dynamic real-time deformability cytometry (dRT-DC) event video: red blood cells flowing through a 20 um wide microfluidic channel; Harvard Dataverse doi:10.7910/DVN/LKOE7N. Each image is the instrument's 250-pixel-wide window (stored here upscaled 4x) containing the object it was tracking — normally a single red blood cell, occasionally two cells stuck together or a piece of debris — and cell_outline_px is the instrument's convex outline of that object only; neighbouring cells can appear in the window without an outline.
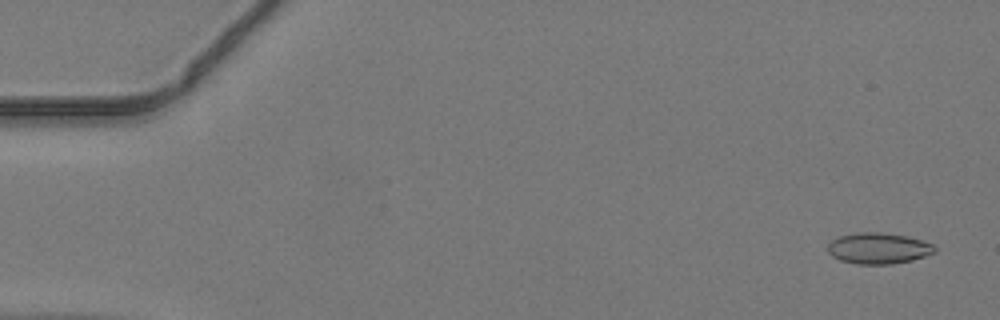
{"species": "common noctule bat (a hibernating species)", "species_latin": "Nyctalus noctula", "temperature_condition": "warm", "stored_images_in_passage": 47, "camera_frame_rate_fps": 3000, "um_per_image_px": 0.085, "animal": {"sex": "male", "body_mass_g": 19.2, "forearm_length_mm": 51.8}, "frame": {"image": 1, "passage_image": 2, "time_ms": 0.333, "image_size_px": [1000, 320], "cell_outline_px": [[936, 252], [912, 260], [892, 264], [856, 264], [840, 260], [832, 256], [828, 252], [828, 244], [832, 240], [840, 236], [856, 232], [880, 232], [908, 236], [932, 244], [936, 248]], "centroid_in_image_um": [74.65, 21.1], "position_along_channel_um": 10.3, "area_um2": 19.36}}
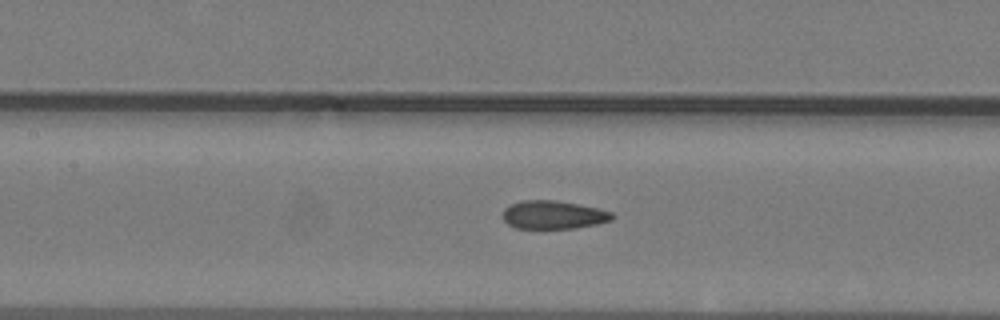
{"frame": {"image": 2, "passage_image": 22, "time_ms": 7.0, "image_size_px": [1000, 320], "cell_outline_px": [[616, 216], [612, 220], [596, 224], [576, 228], [516, 228], [508, 224], [504, 220], [504, 208], [520, 200], [556, 200], [596, 208], [612, 212]], "centroid_in_image_um": [47.05, 18.26], "position_along_channel_um": 160.4, "area_um2": 17.92}}
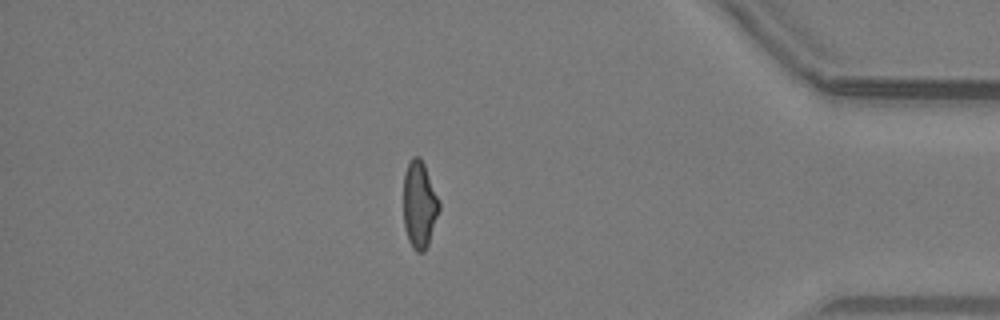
{"frame": {"image": 3, "passage_image": 41, "time_ms": 13.333, "image_size_px": [1000, 320], "cell_outline_px": [[440, 208], [428, 244], [424, 252], [416, 252], [412, 248], [408, 240], [404, 224], [404, 172], [412, 156], [420, 156], [424, 164], [440, 200]], "centroid_in_image_um": [35.65, 17.39], "position_along_channel_um": 399.5, "area_um2": 18.15}}